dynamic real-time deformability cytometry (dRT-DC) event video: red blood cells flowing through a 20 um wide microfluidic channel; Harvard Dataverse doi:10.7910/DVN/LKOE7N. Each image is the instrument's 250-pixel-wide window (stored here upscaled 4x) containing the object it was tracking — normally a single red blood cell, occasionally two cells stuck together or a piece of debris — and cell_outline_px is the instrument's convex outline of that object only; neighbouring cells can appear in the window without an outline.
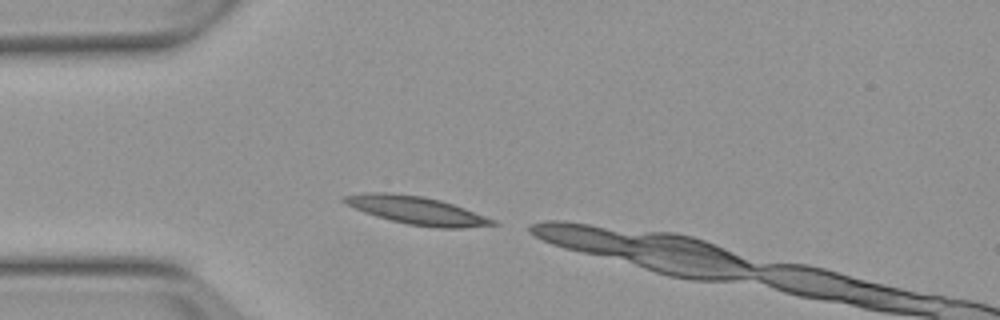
{"species": "Egyptian fruit bat (a non-hibernating species)", "species_latin": "Rousettus aegyptiacus", "temperature_condition": "warm", "stored_images_in_passage": 6, "camera_frame_rate_fps": 3000, "um_per_image_px": 0.085, "animal": {"sex": "female"}, "frame": {"image": 1, "passage_image": 1, "time_ms": 0.0, "image_size_px": [1000, 320], "cell_outline_px": [[500, 224], [460, 228], [436, 228], [408, 224], [376, 216], [364, 212], [344, 204], [340, 200], [344, 196], [364, 192], [388, 192], [424, 196], [440, 200], [464, 208], [496, 220]], "centroid_in_image_um": [35.39, 17.87], "position_along_channel_um": 49.6, "area_um2": 24.22}}